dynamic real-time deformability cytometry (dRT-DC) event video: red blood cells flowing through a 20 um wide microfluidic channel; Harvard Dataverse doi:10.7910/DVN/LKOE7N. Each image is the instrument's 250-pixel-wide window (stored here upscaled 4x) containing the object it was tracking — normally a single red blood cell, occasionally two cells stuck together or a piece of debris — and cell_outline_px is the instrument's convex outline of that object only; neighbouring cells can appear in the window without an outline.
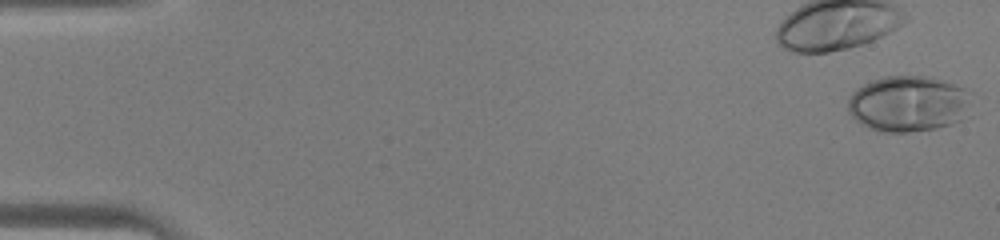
{"species": "human", "species_latin": "Homo sapiens", "temperature_condition": "warm", "stored_images_in_passage": 45, "camera_frame_rate_fps": 3000, "um_per_image_px": 0.085, "donor": {"sex": "male"}, "frame": {"image": 1, "passage_image": 1, "time_ms": 0.0, "image_size_px": [1000, 240], "cell_outline_px": [[972, 92], [960, 120], [936, 128], [908, 132], [884, 132], [860, 124], [848, 112], [848, 100], [852, 92], [856, 88], [872, 80], [884, 76], [932, 76], [964, 88]], "centroid_in_image_um": [77.15, 8.79], "position_along_channel_um": 7.8, "area_um2": 39.94}}
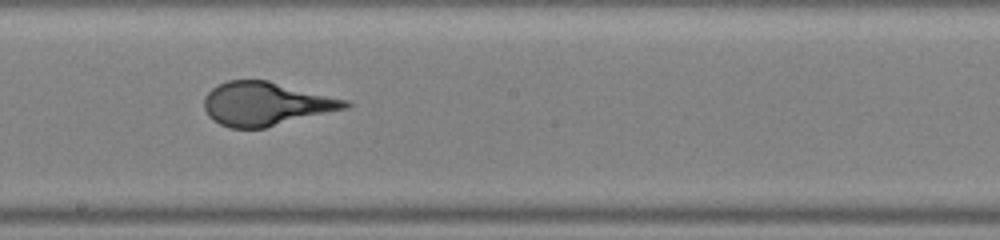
{"frame": {"image": 2, "passage_image": 26, "time_ms": 8.333, "image_size_px": [1000, 240], "cell_outline_px": [[352, 104], [348, 108], [264, 128], [228, 128], [212, 120], [208, 116], [204, 108], [204, 96], [212, 88], [228, 80], [268, 80], [348, 100]], "centroid_in_image_um": [22.59, 8.83], "position_along_channel_um": 225.6, "area_um2": 35.84}}
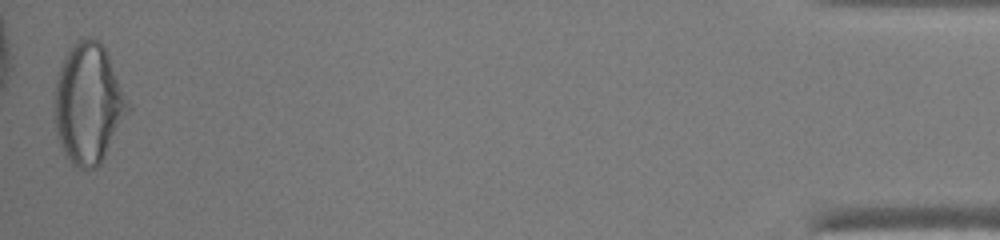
{"frame": {"image": 3, "passage_image": 45, "time_ms": 14.667, "image_size_px": [1000, 240], "cell_outline_px": [[132, 108], [100, 164], [96, 168], [76, 168], [64, 156], [56, 136], [56, 80], [64, 60], [72, 44], [76, 40], [100, 40], [132, 104]], "centroid_in_image_um": [7.55, 8.87], "position_along_channel_um": 427.6, "area_um2": 51.15}}